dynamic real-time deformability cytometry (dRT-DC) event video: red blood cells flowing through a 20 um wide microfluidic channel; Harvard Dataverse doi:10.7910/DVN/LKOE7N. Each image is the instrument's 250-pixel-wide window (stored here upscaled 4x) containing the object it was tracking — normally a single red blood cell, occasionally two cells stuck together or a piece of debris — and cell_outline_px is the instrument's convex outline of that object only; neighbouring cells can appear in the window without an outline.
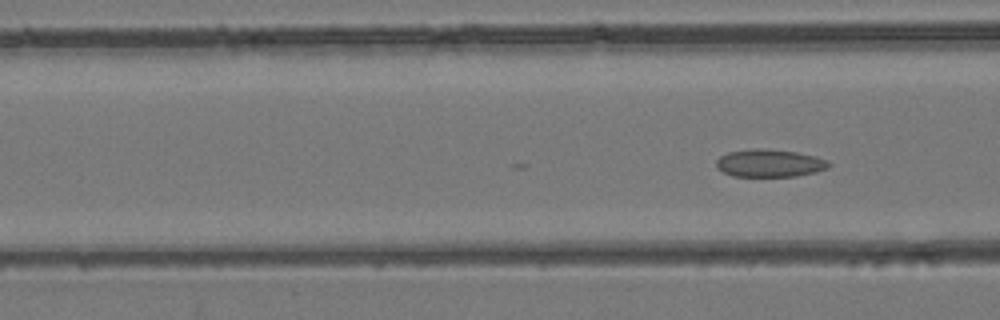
{"species": "common noctule bat (a hibernating species)", "species_latin": "Nyctalus noctula", "temperature_condition": "room temperature", "stored_images_in_passage": 18, "camera_frame_rate_fps": 3000, "um_per_image_px": 0.085, "animal": {"sex": "female", "body_mass_g": 24.6, "forearm_length_mm": 56.2}, "frame": {"image": 1, "passage_image": 18, "time_ms": 5.667, "image_size_px": [1000, 320], "cell_outline_px": [[832, 164], [828, 168], [816, 172], [796, 176], [732, 176], [724, 172], [716, 164], [716, 160], [720, 156], [728, 152], [748, 148], [764, 148], [796, 152], [816, 156], [828, 160]], "centroid_in_image_um": [65.44, 13.85], "position_along_channel_um": 101.2, "area_um2": 18.26}}